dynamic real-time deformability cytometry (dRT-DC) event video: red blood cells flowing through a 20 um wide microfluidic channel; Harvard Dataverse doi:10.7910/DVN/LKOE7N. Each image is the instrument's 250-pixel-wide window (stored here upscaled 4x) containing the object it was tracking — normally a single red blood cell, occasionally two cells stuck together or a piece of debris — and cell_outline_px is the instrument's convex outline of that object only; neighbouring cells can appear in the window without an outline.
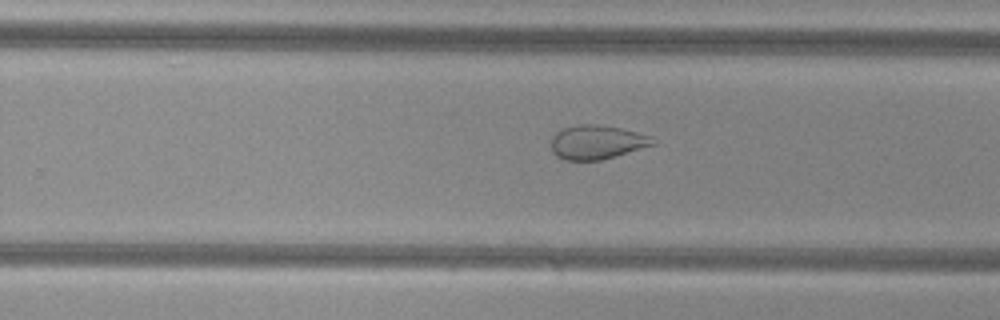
{"species": "common noctule bat (a hibernating species)", "species_latin": "Nyctalus noctula", "temperature_condition": "cold", "stored_images_in_passage": 32, "camera_frame_rate_fps": 3000, "um_per_image_px": 0.085, "animal": {"sex": "female", "body_mass_g": 29.2, "forearm_length_mm": 56.3}, "frame": {"image": 1, "passage_image": 19, "time_ms": 6.0, "image_size_px": [1000, 320], "cell_outline_px": [[656, 144], [600, 160], [564, 160], [556, 156], [552, 152], [552, 136], [560, 128], [580, 124], [600, 124], [620, 128], [652, 136]], "centroid_in_image_um": [50.71, 12.07], "position_along_channel_um": 279.1, "area_um2": 20.17}}